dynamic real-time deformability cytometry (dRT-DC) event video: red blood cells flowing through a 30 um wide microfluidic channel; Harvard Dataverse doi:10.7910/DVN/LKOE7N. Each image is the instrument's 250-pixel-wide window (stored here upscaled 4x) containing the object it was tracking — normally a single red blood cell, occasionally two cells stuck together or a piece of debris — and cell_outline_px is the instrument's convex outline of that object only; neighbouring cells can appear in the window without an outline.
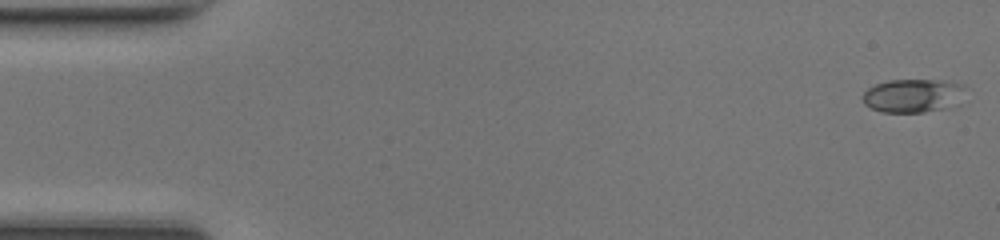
{"species": "common noctule bat (a hibernating species)", "species_latin": "Nyctalus noctula", "temperature_condition": "room temperature", "stored_images_in_passage": 48, "camera_frame_rate_fps": 3000, "um_per_image_px": 0.085, "animal": {"sex": "female", "body_mass_g": 17.0, "forearm_length_mm": 48.0}, "frame": {"image": 1, "passage_image": 1, "time_ms": 0.0, "image_size_px": [1000, 240], "cell_outline_px": [[964, 88], [944, 108], [924, 112], [880, 112], [864, 104], [860, 96], [868, 88], [876, 84], [888, 80], [940, 80], [964, 84]], "centroid_in_image_um": [77.42, 8.11], "position_along_channel_um": 7.6, "area_um2": 19.36}}
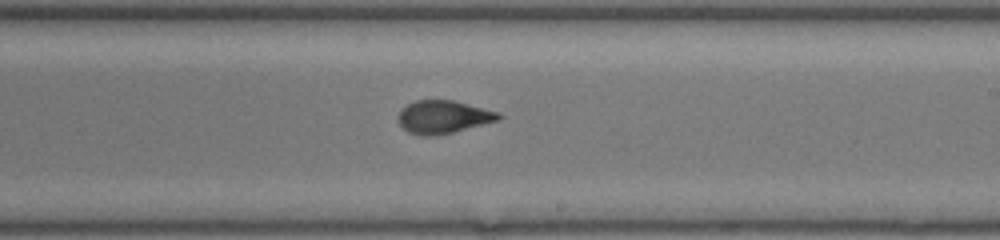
{"frame": {"image": 2, "passage_image": 28, "time_ms": 9.0, "image_size_px": [1000, 240], "cell_outline_px": [[504, 116], [500, 120], [436, 136], [424, 136], [408, 132], [396, 120], [400, 112], [408, 104], [416, 100], [452, 100], [500, 112]], "centroid_in_image_um": [37.7, 9.94], "position_along_channel_um": 251.3, "area_um2": 19.25}}
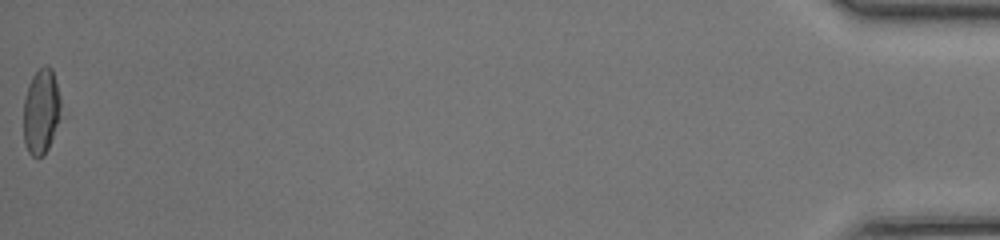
{"frame": {"image": 3, "passage_image": 48, "time_ms": 15.667, "image_size_px": [1000, 240], "cell_outline_px": [[60, 108], [56, 124], [48, 148], [40, 156], [32, 156], [28, 152], [24, 144], [24, 100], [28, 84], [32, 76], [44, 64], [52, 68], [60, 96]], "centroid_in_image_um": [3.47, 9.42], "position_along_channel_um": 431.7, "area_um2": 18.15}, "authors_computed_cell_mechanics": {"area_um2": 19.3052, "velocity_mm_per_s": 4.3341, "shape_relaxation_time_tau1_ms": 8.7823, "shape_relaxation_time_tau2_ms": 1.0059, "deformation_change_tau1": 0.2812, "deformation_change_tau2": 0.0707}}